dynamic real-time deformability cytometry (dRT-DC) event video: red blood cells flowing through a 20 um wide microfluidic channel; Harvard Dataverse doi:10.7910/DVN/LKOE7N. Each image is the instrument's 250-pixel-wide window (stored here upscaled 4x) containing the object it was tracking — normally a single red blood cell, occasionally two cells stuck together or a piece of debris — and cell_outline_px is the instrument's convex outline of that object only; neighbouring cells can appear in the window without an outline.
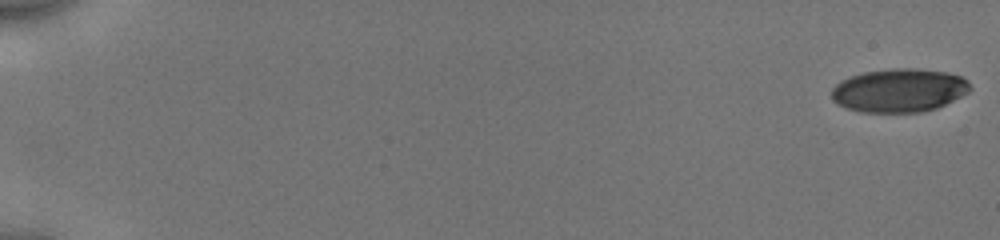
{"species": "human", "species_latin": "Homo sapiens", "temperature_condition": "cold", "stored_images_in_passage": 50, "camera_frame_rate_fps": 3000, "um_per_image_px": 0.085, "donor": {"sex": "male"}, "frame": {"image": 1, "passage_image": 1, "time_ms": 0.0, "image_size_px": [1000, 240], "cell_outline_px": [[972, 88], [968, 92], [936, 108], [920, 112], [860, 112], [848, 108], [832, 100], [832, 88], [840, 80], [864, 72], [892, 68], [916, 68], [948, 72], [960, 76], [968, 80]], "centroid_in_image_um": [76.43, 7.67], "position_along_channel_um": 8.6, "area_um2": 35.03}}
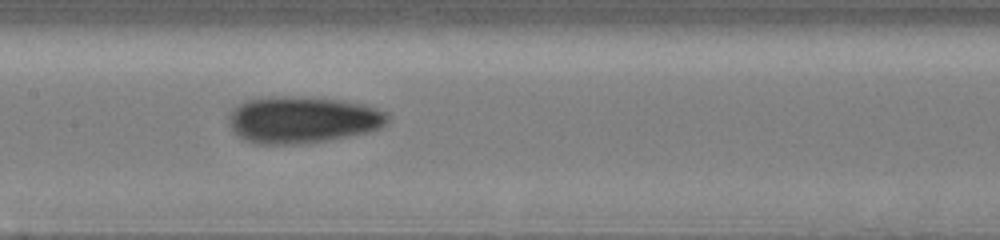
{"frame": {"image": 2, "passage_image": 29, "time_ms": 1676.0, "image_size_px": [1000, 240], "cell_outline_px": [[392, 116], [388, 124], [380, 128], [368, 132], [328, 140], [296, 144], [256, 144], [244, 140], [232, 128], [228, 120], [228, 116], [232, 108], [236, 104], [244, 100], [268, 96], [300, 96], [340, 100], [364, 104], [388, 112]], "centroid_in_image_um": [25.73, 10.16], "position_along_channel_um": 181.7, "area_um2": 43.87}}
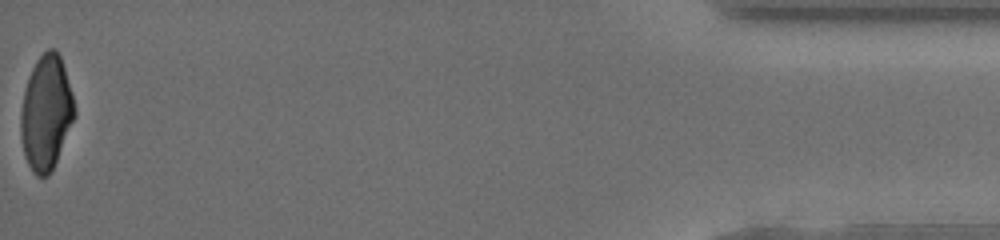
{"frame": {"image": 3, "passage_image": 50, "time_ms": 1684.333, "image_size_px": [1000, 240], "cell_outline_px": [[76, 116], [52, 172], [48, 176], [36, 176], [32, 172], [24, 156], [20, 136], [20, 112], [24, 92], [28, 76], [36, 60], [48, 48], [56, 48], [60, 56], [64, 68], [76, 108]], "centroid_in_image_um": [3.92, 9.62], "position_along_channel_um": 431.3, "area_um2": 36.3}}